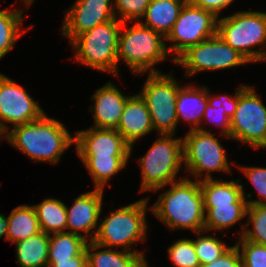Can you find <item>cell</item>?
<instances>
[{"label": "cell", "mask_w": 266, "mask_h": 267, "mask_svg": "<svg viewBox=\"0 0 266 267\" xmlns=\"http://www.w3.org/2000/svg\"><path fill=\"white\" fill-rule=\"evenodd\" d=\"M6 140L31 160L53 164L74 144L66 127L46 113L38 120L14 126L6 132Z\"/></svg>", "instance_id": "6da1fadb"}, {"label": "cell", "mask_w": 266, "mask_h": 267, "mask_svg": "<svg viewBox=\"0 0 266 267\" xmlns=\"http://www.w3.org/2000/svg\"><path fill=\"white\" fill-rule=\"evenodd\" d=\"M171 188L159 195L152 213L170 230L204 231L205 211L200 181L182 178L169 184Z\"/></svg>", "instance_id": "7a4b0ae2"}, {"label": "cell", "mask_w": 266, "mask_h": 267, "mask_svg": "<svg viewBox=\"0 0 266 267\" xmlns=\"http://www.w3.org/2000/svg\"><path fill=\"white\" fill-rule=\"evenodd\" d=\"M125 24L126 22H122L119 30L118 62L120 59L124 61L137 75L149 70V73H161L154 68V65L169 55L167 44L163 40L165 37L139 21L128 28H125Z\"/></svg>", "instance_id": "3957f363"}, {"label": "cell", "mask_w": 266, "mask_h": 267, "mask_svg": "<svg viewBox=\"0 0 266 267\" xmlns=\"http://www.w3.org/2000/svg\"><path fill=\"white\" fill-rule=\"evenodd\" d=\"M148 201L149 198H143L111 212L104 220L99 219L101 223L93 241L102 249L122 246L124 251L144 253L138 250L132 251L131 248L140 241H146Z\"/></svg>", "instance_id": "277c9868"}, {"label": "cell", "mask_w": 266, "mask_h": 267, "mask_svg": "<svg viewBox=\"0 0 266 267\" xmlns=\"http://www.w3.org/2000/svg\"><path fill=\"white\" fill-rule=\"evenodd\" d=\"M217 33L249 63L266 61V49L261 50L266 48V12L238 11L218 17ZM256 45L261 49L254 50L252 47Z\"/></svg>", "instance_id": "5b68a950"}, {"label": "cell", "mask_w": 266, "mask_h": 267, "mask_svg": "<svg viewBox=\"0 0 266 267\" xmlns=\"http://www.w3.org/2000/svg\"><path fill=\"white\" fill-rule=\"evenodd\" d=\"M121 24L115 18L76 36L70 42L73 50H76L74 60L89 68L107 71L119 77L117 48Z\"/></svg>", "instance_id": "8992f818"}, {"label": "cell", "mask_w": 266, "mask_h": 267, "mask_svg": "<svg viewBox=\"0 0 266 267\" xmlns=\"http://www.w3.org/2000/svg\"><path fill=\"white\" fill-rule=\"evenodd\" d=\"M160 136L138 160L142 176L139 192H156L177 181L175 177L183 164V138H174V134Z\"/></svg>", "instance_id": "52a82bcc"}, {"label": "cell", "mask_w": 266, "mask_h": 267, "mask_svg": "<svg viewBox=\"0 0 266 267\" xmlns=\"http://www.w3.org/2000/svg\"><path fill=\"white\" fill-rule=\"evenodd\" d=\"M183 164L197 181L211 179L212 171L231 172L225 149L205 128L189 130L183 138Z\"/></svg>", "instance_id": "ba28073f"}, {"label": "cell", "mask_w": 266, "mask_h": 267, "mask_svg": "<svg viewBox=\"0 0 266 267\" xmlns=\"http://www.w3.org/2000/svg\"><path fill=\"white\" fill-rule=\"evenodd\" d=\"M141 97L145 100L154 130L174 134L177 128L176 99L179 83L170 74L148 73Z\"/></svg>", "instance_id": "9c48e42d"}, {"label": "cell", "mask_w": 266, "mask_h": 267, "mask_svg": "<svg viewBox=\"0 0 266 267\" xmlns=\"http://www.w3.org/2000/svg\"><path fill=\"white\" fill-rule=\"evenodd\" d=\"M251 86L238 87V105L230 119V139L266 148V107Z\"/></svg>", "instance_id": "30bf717a"}, {"label": "cell", "mask_w": 266, "mask_h": 267, "mask_svg": "<svg viewBox=\"0 0 266 267\" xmlns=\"http://www.w3.org/2000/svg\"><path fill=\"white\" fill-rule=\"evenodd\" d=\"M217 21L218 17L213 12L197 7L188 0L165 38L174 42L167 48L168 52L175 55L172 61L175 63L190 47L214 36L217 33Z\"/></svg>", "instance_id": "8fae6325"}, {"label": "cell", "mask_w": 266, "mask_h": 267, "mask_svg": "<svg viewBox=\"0 0 266 267\" xmlns=\"http://www.w3.org/2000/svg\"><path fill=\"white\" fill-rule=\"evenodd\" d=\"M249 63L237 50L216 33L214 36L190 47L176 61L186 69V77L201 71L229 69Z\"/></svg>", "instance_id": "7c38bea8"}, {"label": "cell", "mask_w": 266, "mask_h": 267, "mask_svg": "<svg viewBox=\"0 0 266 267\" xmlns=\"http://www.w3.org/2000/svg\"><path fill=\"white\" fill-rule=\"evenodd\" d=\"M45 112L24 88L0 73V126L7 132L8 125L27 124L40 119Z\"/></svg>", "instance_id": "4fadbf2b"}, {"label": "cell", "mask_w": 266, "mask_h": 267, "mask_svg": "<svg viewBox=\"0 0 266 267\" xmlns=\"http://www.w3.org/2000/svg\"><path fill=\"white\" fill-rule=\"evenodd\" d=\"M115 18L112 0H76L65 12L61 31L71 42L81 33Z\"/></svg>", "instance_id": "5bb4252c"}, {"label": "cell", "mask_w": 266, "mask_h": 267, "mask_svg": "<svg viewBox=\"0 0 266 267\" xmlns=\"http://www.w3.org/2000/svg\"><path fill=\"white\" fill-rule=\"evenodd\" d=\"M79 157L131 156V146L116 129L91 127L74 137Z\"/></svg>", "instance_id": "9a60e30c"}, {"label": "cell", "mask_w": 266, "mask_h": 267, "mask_svg": "<svg viewBox=\"0 0 266 267\" xmlns=\"http://www.w3.org/2000/svg\"><path fill=\"white\" fill-rule=\"evenodd\" d=\"M103 191L102 189H95L80 194L70 209L66 206V229H70L68 232L83 236L85 240H88L87 236L90 238L89 241L94 240L97 231L92 232V230H98L99 227L98 220L103 205ZM78 231H82L84 235Z\"/></svg>", "instance_id": "2e32d148"}, {"label": "cell", "mask_w": 266, "mask_h": 267, "mask_svg": "<svg viewBox=\"0 0 266 267\" xmlns=\"http://www.w3.org/2000/svg\"><path fill=\"white\" fill-rule=\"evenodd\" d=\"M129 97L130 96L123 95L111 81L97 89L95 94L91 96V99L94 100V105L89 107L94 113L95 124L92 127L117 129L120 117L122 116Z\"/></svg>", "instance_id": "e0dca14e"}, {"label": "cell", "mask_w": 266, "mask_h": 267, "mask_svg": "<svg viewBox=\"0 0 266 267\" xmlns=\"http://www.w3.org/2000/svg\"><path fill=\"white\" fill-rule=\"evenodd\" d=\"M116 130L131 146V151L137 139L154 130L147 104L139 93L127 99Z\"/></svg>", "instance_id": "ac0fdd59"}, {"label": "cell", "mask_w": 266, "mask_h": 267, "mask_svg": "<svg viewBox=\"0 0 266 267\" xmlns=\"http://www.w3.org/2000/svg\"><path fill=\"white\" fill-rule=\"evenodd\" d=\"M208 105L207 87H179L176 99L177 121L180 118L191 124V129L198 130L202 125V117ZM200 125V126H199Z\"/></svg>", "instance_id": "d6986e66"}, {"label": "cell", "mask_w": 266, "mask_h": 267, "mask_svg": "<svg viewBox=\"0 0 266 267\" xmlns=\"http://www.w3.org/2000/svg\"><path fill=\"white\" fill-rule=\"evenodd\" d=\"M94 241L86 243L87 267H147L144 253L101 249Z\"/></svg>", "instance_id": "ffe728a7"}, {"label": "cell", "mask_w": 266, "mask_h": 267, "mask_svg": "<svg viewBox=\"0 0 266 267\" xmlns=\"http://www.w3.org/2000/svg\"><path fill=\"white\" fill-rule=\"evenodd\" d=\"M188 0H152L147 6L141 22L165 38L177 21L180 11Z\"/></svg>", "instance_id": "44dd1931"}, {"label": "cell", "mask_w": 266, "mask_h": 267, "mask_svg": "<svg viewBox=\"0 0 266 267\" xmlns=\"http://www.w3.org/2000/svg\"><path fill=\"white\" fill-rule=\"evenodd\" d=\"M234 180L218 181L213 178L200 181V188L203 195L204 204L223 203H247L251 198V193L245 197L243 185Z\"/></svg>", "instance_id": "7402d4cb"}, {"label": "cell", "mask_w": 266, "mask_h": 267, "mask_svg": "<svg viewBox=\"0 0 266 267\" xmlns=\"http://www.w3.org/2000/svg\"><path fill=\"white\" fill-rule=\"evenodd\" d=\"M247 208L248 203L204 204V231L231 228L246 217Z\"/></svg>", "instance_id": "603a6c76"}, {"label": "cell", "mask_w": 266, "mask_h": 267, "mask_svg": "<svg viewBox=\"0 0 266 267\" xmlns=\"http://www.w3.org/2000/svg\"><path fill=\"white\" fill-rule=\"evenodd\" d=\"M50 234L43 231L16 242V257L20 267H47Z\"/></svg>", "instance_id": "cb8c5ba5"}, {"label": "cell", "mask_w": 266, "mask_h": 267, "mask_svg": "<svg viewBox=\"0 0 266 267\" xmlns=\"http://www.w3.org/2000/svg\"><path fill=\"white\" fill-rule=\"evenodd\" d=\"M7 221V240L12 244L41 232L33 205L24 204L15 207L7 217Z\"/></svg>", "instance_id": "d4e9b609"}, {"label": "cell", "mask_w": 266, "mask_h": 267, "mask_svg": "<svg viewBox=\"0 0 266 267\" xmlns=\"http://www.w3.org/2000/svg\"><path fill=\"white\" fill-rule=\"evenodd\" d=\"M86 243L83 236L68 231L50 234L47 267H51L56 261L78 256L85 249Z\"/></svg>", "instance_id": "484cf974"}, {"label": "cell", "mask_w": 266, "mask_h": 267, "mask_svg": "<svg viewBox=\"0 0 266 267\" xmlns=\"http://www.w3.org/2000/svg\"><path fill=\"white\" fill-rule=\"evenodd\" d=\"M131 156L79 157L94 181L95 189L105 188L106 183L121 171Z\"/></svg>", "instance_id": "4316f807"}, {"label": "cell", "mask_w": 266, "mask_h": 267, "mask_svg": "<svg viewBox=\"0 0 266 267\" xmlns=\"http://www.w3.org/2000/svg\"><path fill=\"white\" fill-rule=\"evenodd\" d=\"M41 231L52 234L66 230V204L55 198L44 199L40 204L33 205Z\"/></svg>", "instance_id": "83f0119b"}, {"label": "cell", "mask_w": 266, "mask_h": 267, "mask_svg": "<svg viewBox=\"0 0 266 267\" xmlns=\"http://www.w3.org/2000/svg\"><path fill=\"white\" fill-rule=\"evenodd\" d=\"M24 9L0 10V60L14 47L17 39L27 30L22 29ZM22 29V31L20 30Z\"/></svg>", "instance_id": "f1b7e54d"}, {"label": "cell", "mask_w": 266, "mask_h": 267, "mask_svg": "<svg viewBox=\"0 0 266 267\" xmlns=\"http://www.w3.org/2000/svg\"><path fill=\"white\" fill-rule=\"evenodd\" d=\"M246 216L247 224L241 226L240 237L244 240L266 245V204L248 205ZM252 224V228H248Z\"/></svg>", "instance_id": "f546056e"}, {"label": "cell", "mask_w": 266, "mask_h": 267, "mask_svg": "<svg viewBox=\"0 0 266 267\" xmlns=\"http://www.w3.org/2000/svg\"><path fill=\"white\" fill-rule=\"evenodd\" d=\"M204 233L206 232L201 231L195 233L198 236V239H193L195 251L200 261V265L212 263L230 248L224 242L214 236H201V234Z\"/></svg>", "instance_id": "4dcf8cb0"}, {"label": "cell", "mask_w": 266, "mask_h": 267, "mask_svg": "<svg viewBox=\"0 0 266 267\" xmlns=\"http://www.w3.org/2000/svg\"><path fill=\"white\" fill-rule=\"evenodd\" d=\"M170 261L175 267H200L194 242L192 239H180L175 241L167 249Z\"/></svg>", "instance_id": "1f68e13d"}, {"label": "cell", "mask_w": 266, "mask_h": 267, "mask_svg": "<svg viewBox=\"0 0 266 267\" xmlns=\"http://www.w3.org/2000/svg\"><path fill=\"white\" fill-rule=\"evenodd\" d=\"M236 246L241 255L242 267H266V245L256 244L240 237Z\"/></svg>", "instance_id": "d6a6232c"}, {"label": "cell", "mask_w": 266, "mask_h": 267, "mask_svg": "<svg viewBox=\"0 0 266 267\" xmlns=\"http://www.w3.org/2000/svg\"><path fill=\"white\" fill-rule=\"evenodd\" d=\"M152 0H115L114 13L121 22H136L142 18ZM118 15V16H117ZM120 17L121 19H119Z\"/></svg>", "instance_id": "836d02e7"}, {"label": "cell", "mask_w": 266, "mask_h": 267, "mask_svg": "<svg viewBox=\"0 0 266 267\" xmlns=\"http://www.w3.org/2000/svg\"><path fill=\"white\" fill-rule=\"evenodd\" d=\"M238 167L243 171L245 176L254 185L255 192H257L260 199L247 200L248 205L266 204V167Z\"/></svg>", "instance_id": "e575fe53"}, {"label": "cell", "mask_w": 266, "mask_h": 267, "mask_svg": "<svg viewBox=\"0 0 266 267\" xmlns=\"http://www.w3.org/2000/svg\"><path fill=\"white\" fill-rule=\"evenodd\" d=\"M207 119L221 127L222 130L220 133L224 135L223 137L230 139L231 125L230 119L226 116V111H222L219 108L212 107L208 104L203 114L202 122Z\"/></svg>", "instance_id": "d590c367"}, {"label": "cell", "mask_w": 266, "mask_h": 267, "mask_svg": "<svg viewBox=\"0 0 266 267\" xmlns=\"http://www.w3.org/2000/svg\"><path fill=\"white\" fill-rule=\"evenodd\" d=\"M208 90V104L212 107L219 108L222 111H226V116L231 119L234 115L238 105V88L234 96L232 95H211Z\"/></svg>", "instance_id": "8d00e7d4"}, {"label": "cell", "mask_w": 266, "mask_h": 267, "mask_svg": "<svg viewBox=\"0 0 266 267\" xmlns=\"http://www.w3.org/2000/svg\"><path fill=\"white\" fill-rule=\"evenodd\" d=\"M200 267H242L239 249L236 244H234L218 259L210 264L201 265Z\"/></svg>", "instance_id": "74e56055"}, {"label": "cell", "mask_w": 266, "mask_h": 267, "mask_svg": "<svg viewBox=\"0 0 266 267\" xmlns=\"http://www.w3.org/2000/svg\"><path fill=\"white\" fill-rule=\"evenodd\" d=\"M193 5L209 10L219 17V12L227 8L234 0H189Z\"/></svg>", "instance_id": "f35d334b"}, {"label": "cell", "mask_w": 266, "mask_h": 267, "mask_svg": "<svg viewBox=\"0 0 266 267\" xmlns=\"http://www.w3.org/2000/svg\"><path fill=\"white\" fill-rule=\"evenodd\" d=\"M51 267H87V256L85 249L75 257L69 260L56 261Z\"/></svg>", "instance_id": "ab89813d"}, {"label": "cell", "mask_w": 266, "mask_h": 267, "mask_svg": "<svg viewBox=\"0 0 266 267\" xmlns=\"http://www.w3.org/2000/svg\"><path fill=\"white\" fill-rule=\"evenodd\" d=\"M7 232H8V221L7 217L3 214H0V238L5 236V239L7 240Z\"/></svg>", "instance_id": "60d3db41"}, {"label": "cell", "mask_w": 266, "mask_h": 267, "mask_svg": "<svg viewBox=\"0 0 266 267\" xmlns=\"http://www.w3.org/2000/svg\"><path fill=\"white\" fill-rule=\"evenodd\" d=\"M1 136L3 137L4 140H6V132L0 126V137Z\"/></svg>", "instance_id": "b9f144b4"}, {"label": "cell", "mask_w": 266, "mask_h": 267, "mask_svg": "<svg viewBox=\"0 0 266 267\" xmlns=\"http://www.w3.org/2000/svg\"><path fill=\"white\" fill-rule=\"evenodd\" d=\"M34 0H23L24 3H26L27 7L33 3Z\"/></svg>", "instance_id": "7bdbcfd3"}]
</instances>
